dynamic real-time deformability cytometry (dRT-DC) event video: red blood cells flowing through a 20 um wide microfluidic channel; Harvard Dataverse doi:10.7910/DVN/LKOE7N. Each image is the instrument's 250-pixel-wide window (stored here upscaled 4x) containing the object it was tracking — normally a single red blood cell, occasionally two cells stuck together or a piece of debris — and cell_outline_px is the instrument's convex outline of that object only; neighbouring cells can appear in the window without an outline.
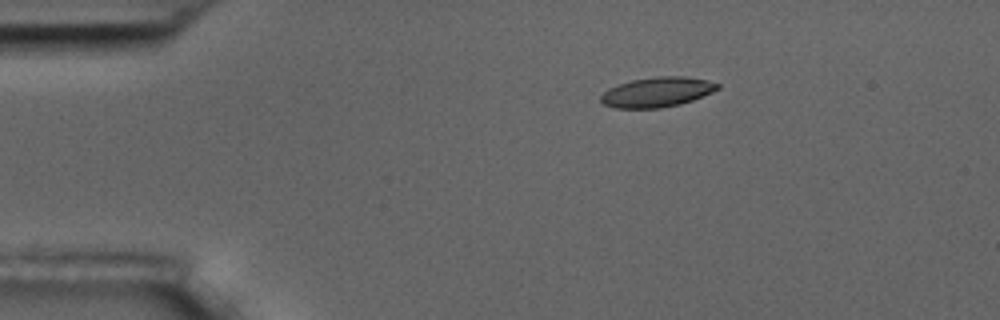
{"species": "common noctule bat (a hibernating species)", "species_latin": "Nyctalus noctula", "temperature_condition": "room temperature", "stored_images_in_passage": 6, "camera_frame_rate_fps": 3000, "um_per_image_px": 0.085, "animal": {"sex": "male", "body_mass_g": 17.5, "forearm_length_mm": 52.3}, "frame": {"image": 1, "passage_image": 3, "time_ms": 2.333, "image_size_px": [1000, 320], "cell_outline_px": [[720, 88], [712, 92], [692, 100], [680, 104], [660, 108], [616, 108], [604, 104], [600, 100], [600, 96], [608, 88], [632, 80], [656, 76], [684, 76], [704, 80], [720, 84]], "centroid_in_image_um": [55.84, 7.83], "position_along_channel_um": 29.2, "area_um2": 20.17}}
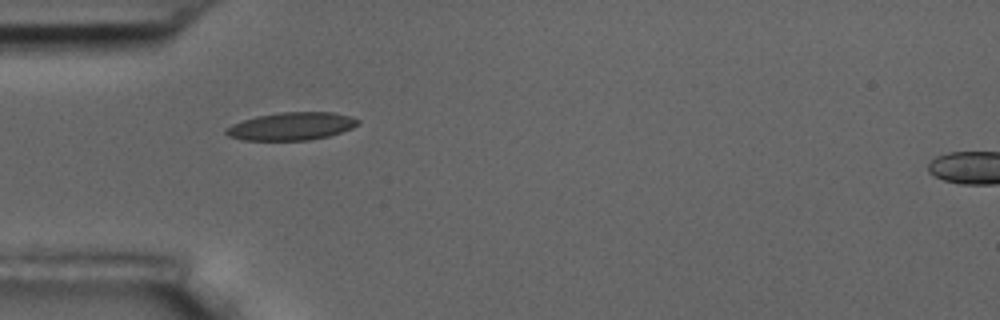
{"frame": {"image": 2, "passage_image": 5, "time_ms": 4.667, "image_size_px": [1000, 320], "cell_outline_px": [[360, 124], [352, 128], [328, 136], [308, 140], [244, 140], [228, 136], [224, 132], [224, 128], [232, 124], [256, 116], [280, 112], [332, 112], [352, 116], [360, 120]], "centroid_in_image_um": [24.77, 10.72], "position_along_channel_um": 60.2, "area_um2": 21.44}}